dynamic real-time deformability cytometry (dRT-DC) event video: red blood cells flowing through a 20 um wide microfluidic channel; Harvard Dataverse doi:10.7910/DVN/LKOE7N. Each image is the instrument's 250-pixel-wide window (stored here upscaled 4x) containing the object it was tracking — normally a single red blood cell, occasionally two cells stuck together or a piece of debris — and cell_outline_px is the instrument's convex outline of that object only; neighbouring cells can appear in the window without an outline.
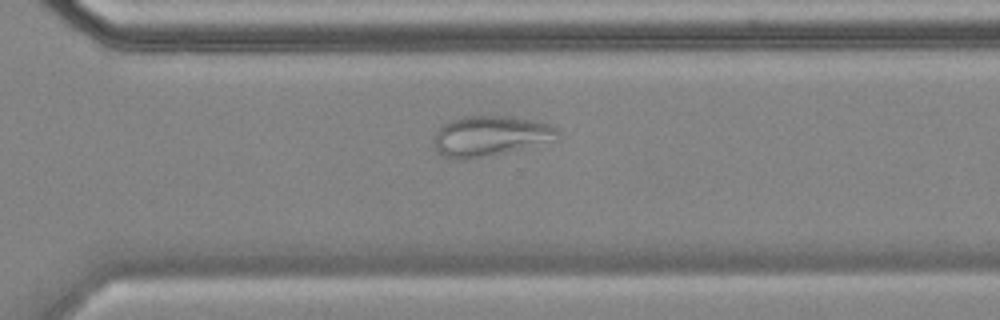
{"species": "common noctule bat (a hibernating species)", "species_latin": "Nyctalus noctula", "temperature_condition": "cold", "stored_images_in_passage": 33, "camera_frame_rate_fps": 3000, "um_per_image_px": 0.085, "animal": {"sex": "female", "body_mass_g": 18.4}, "frame": {"image": 1, "passage_image": 28, "time_ms": 9.0, "image_size_px": [1000, 320], "cell_outline_px": [[560, 140], [484, 156], [464, 160], [456, 160], [440, 156], [432, 144], [436, 132], [448, 120], [464, 116], [508, 116], [548, 124], [556, 128], [560, 132]], "centroid_in_image_um": [41.64, 11.57], "position_along_channel_um": 329.0, "area_um2": 29.13}}